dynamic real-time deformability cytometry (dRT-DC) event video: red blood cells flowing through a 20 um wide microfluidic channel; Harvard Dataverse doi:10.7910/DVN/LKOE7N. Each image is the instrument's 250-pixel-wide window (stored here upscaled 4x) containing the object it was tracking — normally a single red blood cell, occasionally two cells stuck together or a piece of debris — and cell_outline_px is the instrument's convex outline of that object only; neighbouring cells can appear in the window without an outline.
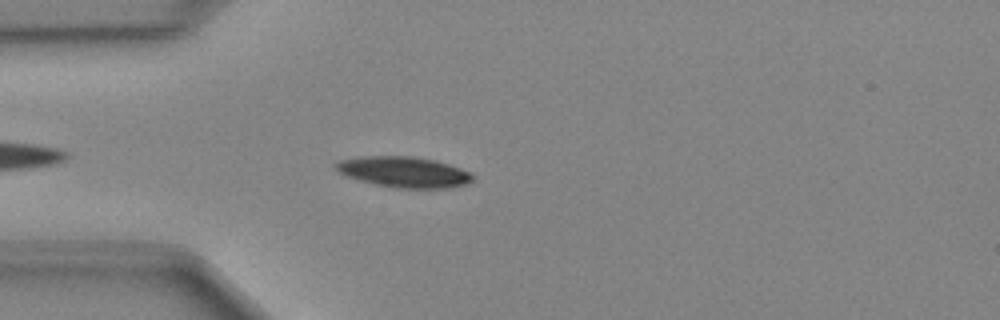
{"species": "Egyptian fruit bat (a non-hibernating species)", "species_latin": "Rousettus aegyptiacus", "temperature_condition": "cold", "stored_images_in_passage": 39, "camera_frame_rate_fps": 3000, "um_per_image_px": 0.085, "animal": {"sex": "female"}, "frame": {"image": 1, "passage_image": 4, "time_ms": 1.0, "image_size_px": [1000, 320], "cell_outline_px": [[472, 180], [468, 184], [452, 188], [392, 188], [344, 176], [336, 172], [332, 164], [336, 160], [360, 156], [412, 156], [436, 160], [472, 172]], "centroid_in_image_um": [34.27, 14.61], "position_along_channel_um": 50.7, "area_um2": 25.03}}
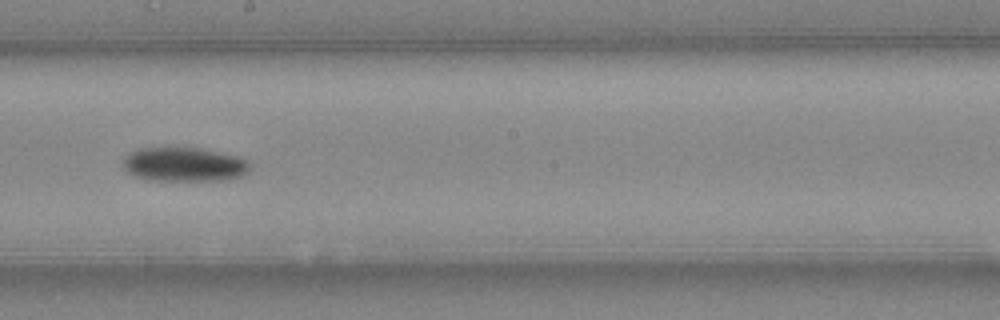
{"frame": {"image": 2, "passage_image": 18, "time_ms": 5.667, "image_size_px": [1000, 320], "cell_outline_px": [[252, 164], [248, 172], [240, 176], [224, 180], [148, 180], [136, 176], [128, 172], [124, 168], [124, 160], [132, 152], [144, 148], [200, 148], [236, 156]], "centroid_in_image_um": [15.69, 13.99], "position_along_channel_um": 232.5, "area_um2": 24.8}}
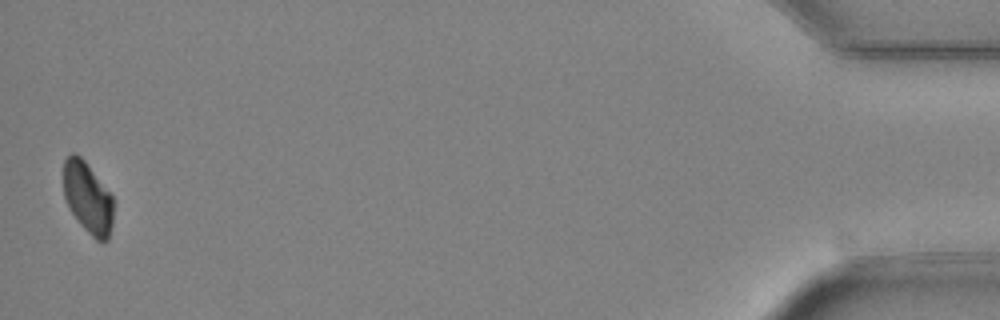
{"frame": {"image": 3, "passage_image": 39, "time_ms": 12.667, "image_size_px": [1000, 320], "cell_outline_px": [[112, 224], [108, 240], [96, 240], [84, 228], [68, 208], [64, 196], [64, 160], [72, 152], [76, 152], [84, 160], [112, 196]], "centroid_in_image_um": [7.44, 16.79], "position_along_channel_um": 427.8, "area_um2": 20.4}}